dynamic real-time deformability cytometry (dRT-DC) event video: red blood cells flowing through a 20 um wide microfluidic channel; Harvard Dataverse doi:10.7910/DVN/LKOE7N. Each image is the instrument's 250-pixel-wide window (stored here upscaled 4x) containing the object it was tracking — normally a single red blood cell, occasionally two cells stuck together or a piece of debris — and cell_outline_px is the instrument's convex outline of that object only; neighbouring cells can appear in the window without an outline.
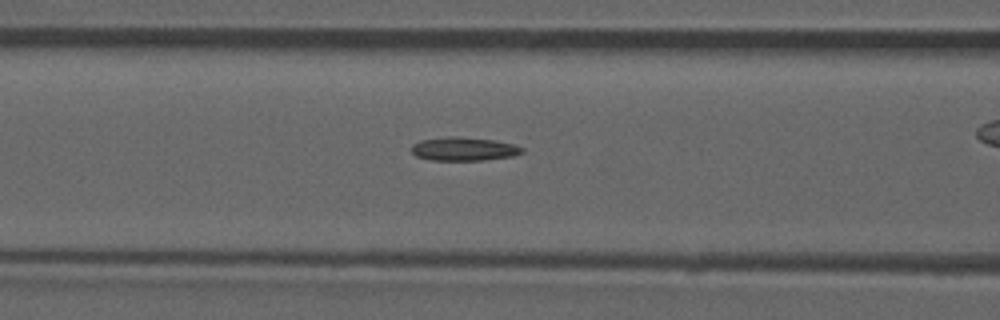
{"species": "common noctule bat (a hibernating species)", "species_latin": "Nyctalus noctula", "temperature_condition": "room temperature", "stored_images_in_passage": 46, "camera_frame_rate_fps": 3000, "um_per_image_px": 0.085, "animal": {"sex": "male", "forearm_length_mm": 52.5}, "frame": {"image": 1, "passage_image": 20, "time_ms": 6.333, "image_size_px": [1000, 320], "cell_outline_px": [[524, 152], [512, 156], [484, 160], [432, 160], [416, 156], [412, 152], [412, 144], [420, 140], [452, 136], [496, 140], [512, 144], [524, 148]], "centroid_in_image_um": [39.43, 12.66], "position_along_channel_um": 127.2, "area_um2": 15.09}}